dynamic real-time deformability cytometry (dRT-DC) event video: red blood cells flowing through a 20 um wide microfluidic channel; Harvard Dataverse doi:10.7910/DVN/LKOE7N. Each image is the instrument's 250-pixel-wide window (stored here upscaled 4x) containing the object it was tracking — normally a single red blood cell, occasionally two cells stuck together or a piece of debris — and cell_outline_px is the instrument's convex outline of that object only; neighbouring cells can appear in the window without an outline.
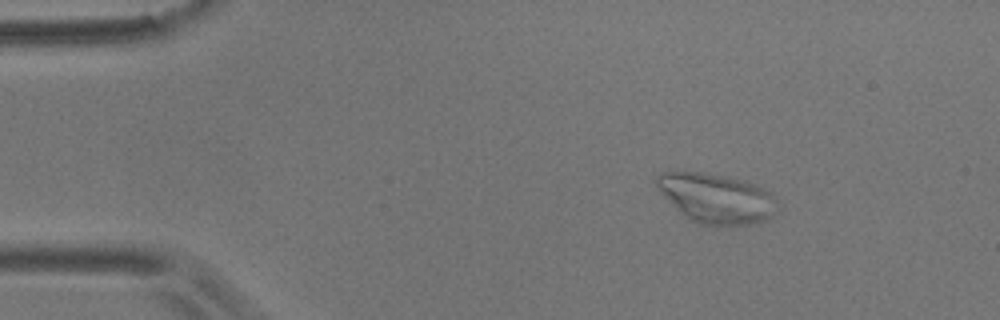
{"species": "common noctule bat (a hibernating species)", "species_latin": "Nyctalus noctula", "temperature_condition": "room temperature", "stored_images_in_passage": 5, "camera_frame_rate_fps": 3000, "um_per_image_px": 0.085, "animal": {"sex": "male", "body_mass_g": 17.9}, "frame": {"image": 1, "passage_image": 3, "time_ms": 0.667, "image_size_px": [1000, 320], "cell_outline_px": [[776, 196], [772, 216], [768, 220], [752, 224], [700, 224], [688, 220], [656, 188], [656, 176], [660, 172], [668, 168], [704, 172], [744, 180], [772, 192]], "centroid_in_image_um": [60.8, 16.8], "position_along_channel_um": 24.2, "area_um2": 35.32}}